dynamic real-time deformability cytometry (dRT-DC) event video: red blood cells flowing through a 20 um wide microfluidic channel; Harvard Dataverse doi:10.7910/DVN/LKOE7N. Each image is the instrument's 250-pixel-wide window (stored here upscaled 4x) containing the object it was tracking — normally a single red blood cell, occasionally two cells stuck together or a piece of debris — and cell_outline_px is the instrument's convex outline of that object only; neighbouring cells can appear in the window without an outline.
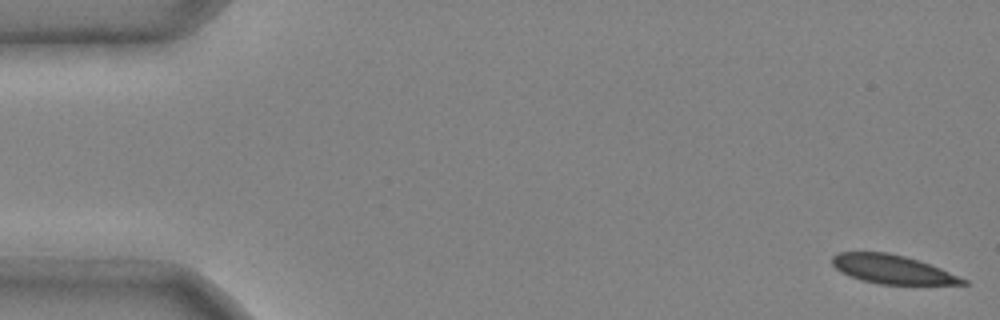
{"species": "common noctule bat (a hibernating species)", "species_latin": "Nyctalus noctula", "temperature_condition": "cold", "stored_images_in_passage": 5, "camera_frame_rate_fps": 3000, "um_per_image_px": 0.085, "animal": {"sex": "male", "body_mass_g": 20.4}, "frame": {"image": 1, "passage_image": 1, "time_ms": 0.0, "image_size_px": [1000, 320], "cell_outline_px": [[968, 284], [880, 284], [860, 280], [848, 276], [840, 272], [832, 264], [832, 256], [840, 252], [888, 252], [904, 256], [940, 268], [968, 280]], "centroid_in_image_um": [75.8, 22.89], "position_along_channel_um": 9.2, "area_um2": 21.73}}
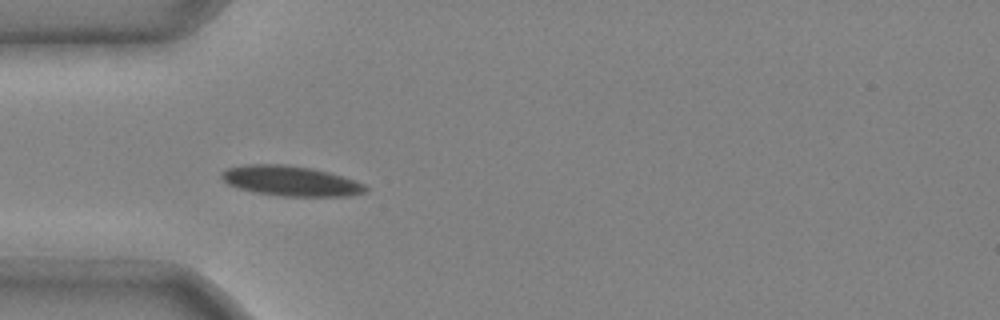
{"frame": {"image": 2, "passage_image": 4, "time_ms": 1.0, "image_size_px": [1000, 320], "cell_outline_px": [[368, 188], [364, 192], [352, 196], [284, 196], [252, 192], [236, 188], [228, 184], [220, 176], [220, 172], [228, 168], [248, 164], [284, 164], [312, 168], [328, 172], [356, 180], [364, 184]], "centroid_in_image_um": [24.69, 15.38], "position_along_channel_um": 60.3, "area_um2": 25.37}}
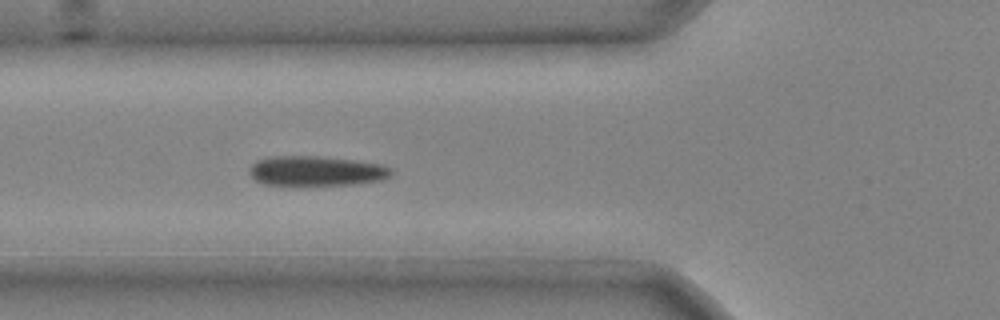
{"frame": {"image": 3, "passage_image": 5, "time_ms": 1.333, "image_size_px": [1000, 320], "cell_outline_px": [[392, 176], [384, 180], [352, 184], [264, 184], [256, 180], [248, 172], [248, 168], [256, 160], [268, 156], [316, 156], [352, 160], [380, 164], [392, 168]], "centroid_in_image_um": [26.88, 14.51], "position_along_channel_um": 98.9, "area_um2": 24.51}}